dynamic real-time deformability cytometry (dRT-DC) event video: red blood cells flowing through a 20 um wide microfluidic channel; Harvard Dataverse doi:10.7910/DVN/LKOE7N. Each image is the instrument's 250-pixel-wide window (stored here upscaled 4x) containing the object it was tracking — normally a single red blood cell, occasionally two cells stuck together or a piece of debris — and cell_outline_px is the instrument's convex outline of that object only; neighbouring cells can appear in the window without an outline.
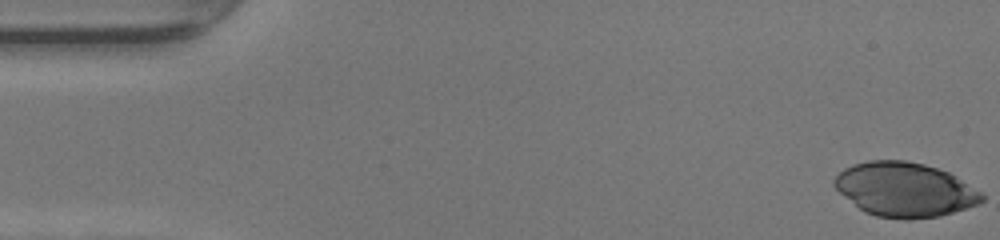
{"species": "human", "species_latin": "Homo sapiens", "temperature_condition": "warm", "stored_images_in_passage": 39, "camera_frame_rate_fps": 3000, "um_per_image_px": 0.085, "donor": {"sex": "female"}, "frame": {"image": 1, "passage_image": 1, "time_ms": 0.0, "image_size_px": [1000, 240], "cell_outline_px": [[984, 200], [980, 204], [940, 216], [908, 220], [904, 220], [876, 216], [864, 212], [844, 196], [832, 184], [832, 180], [844, 168], [852, 164], [868, 160], [908, 160], [924, 164], [948, 172], [956, 176], [984, 192]], "centroid_in_image_um": [76.93, 16.12], "position_along_channel_um": 8.1, "area_um2": 47.11}}
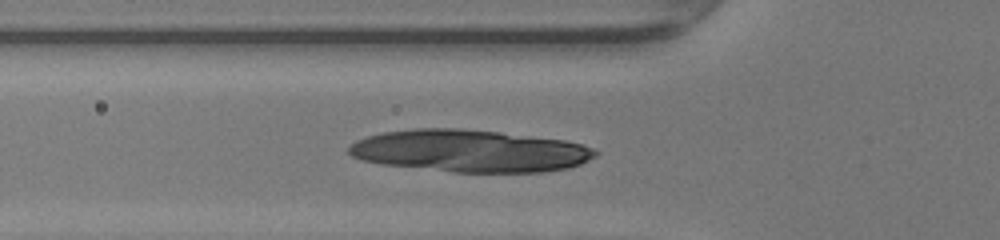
{"frame": {"image": 2, "passage_image": 17, "time_ms": 5.333, "image_size_px": [1000, 240], "cell_outline_px": [[600, 152], [596, 156], [580, 164], [568, 168], [540, 172], [452, 172], [380, 164], [364, 160], [352, 156], [348, 152], [348, 148], [356, 140], [368, 136], [384, 132], [416, 128], [460, 128], [500, 132], [564, 140], [580, 144], [592, 148]], "centroid_in_image_um": [39.93, 12.83], "position_along_channel_um": 85.9, "area_um2": 60.63}}
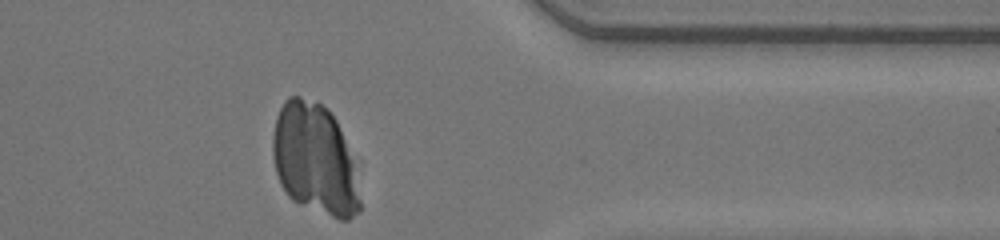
{"frame": {"image": 3, "passage_image": 39, "time_ms": 12.667, "image_size_px": [1000, 240], "cell_outline_px": [[360, 212], [348, 220], [340, 220], [300, 204], [292, 200], [288, 196], [280, 184], [276, 172], [272, 156], [272, 136], [276, 116], [284, 100], [288, 96], [300, 96], [316, 100], [328, 108], [336, 120], [360, 160]], "centroid_in_image_um": [26.84, 13.52], "position_along_channel_um": 384.6, "area_um2": 58.72}}